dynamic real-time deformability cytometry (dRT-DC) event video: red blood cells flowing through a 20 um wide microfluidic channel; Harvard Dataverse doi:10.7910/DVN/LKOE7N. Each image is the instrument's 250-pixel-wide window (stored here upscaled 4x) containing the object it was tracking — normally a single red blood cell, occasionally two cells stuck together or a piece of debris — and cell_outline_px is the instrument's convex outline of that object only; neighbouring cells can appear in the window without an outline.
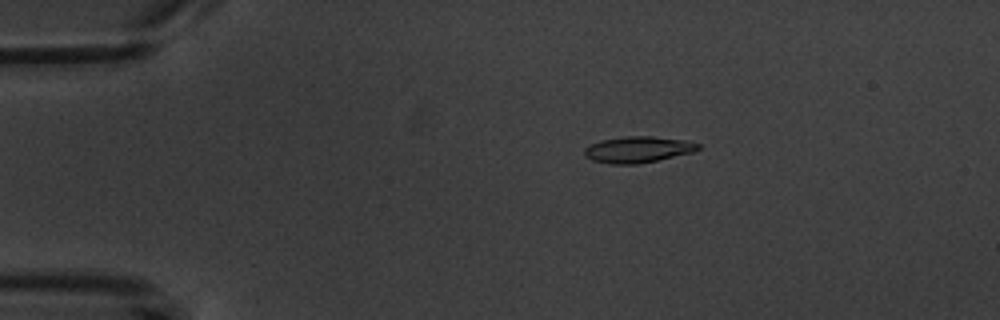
{"species": "common noctule bat (a hibernating species)", "species_latin": "Nyctalus noctula", "temperature_condition": "warm", "stored_images_in_passage": 4, "camera_frame_rate_fps": 3000, "um_per_image_px": 0.085, "animal": {"sex": "male", "body_mass_g": 20.1, "forearm_length_mm": 53.5}, "frame": {"image": 1, "passage_image": 3, "time_ms": 2.667, "image_size_px": [1000, 320], "cell_outline_px": [[700, 148], [692, 152], [656, 160], [636, 164], [612, 164], [592, 160], [584, 156], [584, 148], [600, 140], [624, 136], [652, 136], [684, 140], [700, 144]], "centroid_in_image_um": [54.19, 12.7], "position_along_channel_um": 30.8, "area_um2": 17.22}}